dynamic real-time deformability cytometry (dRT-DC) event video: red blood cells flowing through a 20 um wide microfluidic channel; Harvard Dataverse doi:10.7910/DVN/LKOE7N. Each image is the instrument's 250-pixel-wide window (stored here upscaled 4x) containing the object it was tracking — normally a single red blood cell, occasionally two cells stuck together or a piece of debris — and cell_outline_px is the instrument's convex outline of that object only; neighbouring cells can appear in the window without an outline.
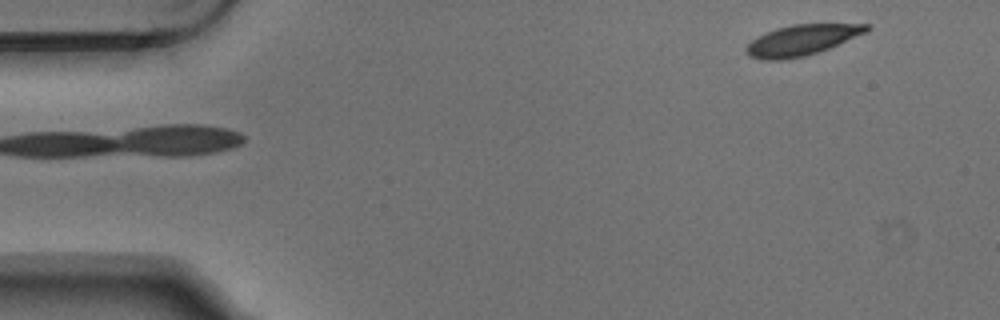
{"species": "Egyptian fruit bat (a non-hibernating species)", "species_latin": "Rousettus aegyptiacus", "temperature_condition": "warm", "stored_images_in_passage": 5, "segment_of_instrument_passage": [2, 2], "camera_frame_rate_fps": 3000, "um_per_image_px": 0.085, "animal": {"sex": "male"}, "frame": {"image": 1, "passage_image": 5, "time_ms": 1.333, "image_size_px": [1000, 320], "cell_outline_px": [[872, 28], [868, 32], [820, 52], [804, 56], [780, 60], [764, 60], [748, 56], [744, 52], [744, 48], [756, 36], [776, 28], [792, 24], [872, 24]], "centroid_in_image_um": [68.16, 3.4], "position_along_channel_um": 16.8, "area_um2": 21.79}}